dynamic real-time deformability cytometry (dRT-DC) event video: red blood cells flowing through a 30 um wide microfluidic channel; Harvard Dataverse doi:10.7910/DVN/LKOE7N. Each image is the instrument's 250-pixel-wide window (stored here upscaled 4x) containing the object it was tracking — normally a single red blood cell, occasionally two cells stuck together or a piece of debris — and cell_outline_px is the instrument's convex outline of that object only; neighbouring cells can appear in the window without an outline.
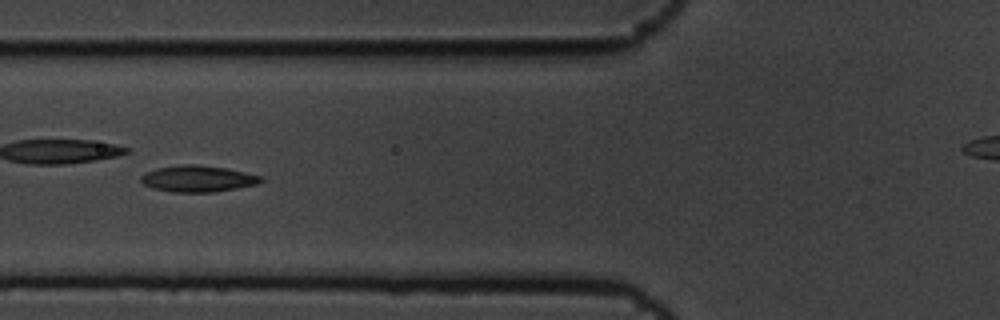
{"species": "common noctule bat (a hibernating species)", "species_latin": "Nyctalus noctula", "temperature_condition": "cold", "stored_images_in_passage": 9, "segment_of_instrument_passage": [1, 2], "camera_frame_rate_fps": 3000, "um_per_image_px": 0.085, "animal": {"sex": "male", "body_mass_g": 19.5, "forearm_length_mm": 54.6}, "frame": {"image": 1, "passage_image": 7, "time_ms": 2.0, "image_size_px": [1000, 320], "cell_outline_px": [[264, 180], [256, 184], [236, 188], [212, 192], [172, 192], [152, 188], [144, 184], [140, 180], [140, 176], [156, 168], [180, 164], [196, 164], [224, 168], [264, 176]], "centroid_in_image_um": [16.81, 15.18], "position_along_channel_um": 109.0, "area_um2": 18.38}}
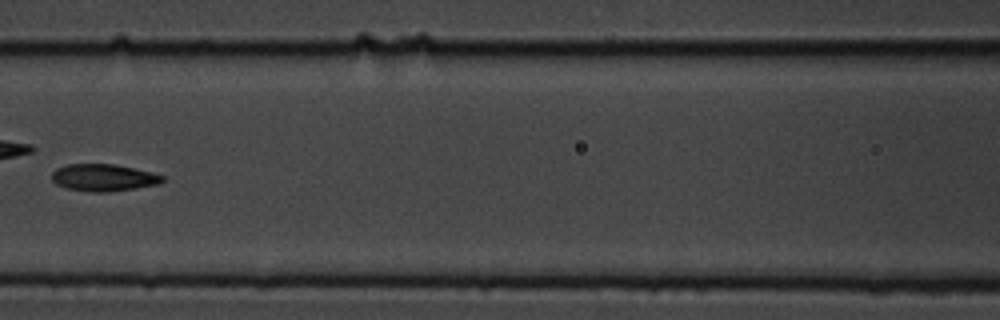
{"frame": {"image": 2, "passage_image": 8, "time_ms": 2.333, "image_size_px": [1000, 320], "cell_outline_px": [[164, 180], [160, 184], [136, 188], [108, 192], [92, 192], [64, 188], [56, 184], [52, 180], [52, 172], [56, 168], [68, 164], [116, 164], [152, 172], [164, 176]], "centroid_in_image_um": [8.8, 15.1], "position_along_channel_um": 157.8, "area_um2": 17.63}}